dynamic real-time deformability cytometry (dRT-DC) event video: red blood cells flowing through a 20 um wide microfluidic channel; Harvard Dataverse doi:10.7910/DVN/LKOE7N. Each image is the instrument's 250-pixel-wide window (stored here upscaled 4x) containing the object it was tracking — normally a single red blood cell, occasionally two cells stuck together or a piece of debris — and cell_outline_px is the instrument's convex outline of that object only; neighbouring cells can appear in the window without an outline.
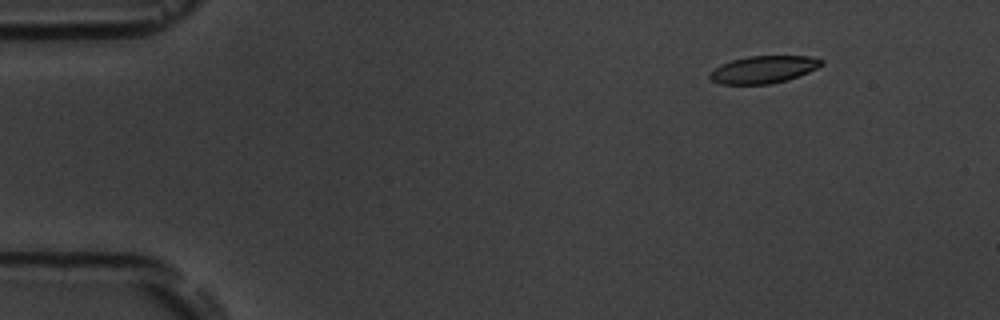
{"species": "common noctule bat (a hibernating species)", "species_latin": "Nyctalus noctula", "temperature_condition": "room temperature", "stored_images_in_passage": 5, "camera_frame_rate_fps": 3000, "um_per_image_px": 0.085, "animal": {"sex": "male", "body_mass_g": 19.5, "forearm_length_mm": 54.6}, "frame": {"image": 1, "passage_image": 2, "time_ms": 1.333, "image_size_px": [1000, 320], "cell_outline_px": [[824, 64], [808, 72], [788, 80], [772, 84], [720, 84], [712, 80], [708, 76], [716, 68], [732, 60], [748, 56], [808, 56], [824, 60]], "centroid_in_image_um": [64.94, 5.91], "position_along_channel_um": 20.1, "area_um2": 17.63}}
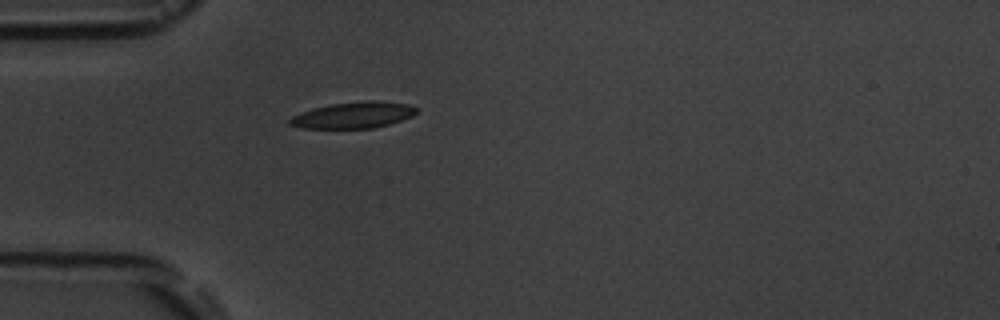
{"frame": {"image": 2, "passage_image": 5, "time_ms": 4.667, "image_size_px": [1000, 320], "cell_outline_px": [[416, 112], [412, 116], [388, 124], [372, 128], [300, 128], [288, 124], [288, 120], [292, 116], [312, 108], [332, 104], [368, 100], [376, 100], [408, 104], [416, 108]], "centroid_in_image_um": [30.0, 9.78], "position_along_channel_um": 55.0, "area_um2": 19.25}}